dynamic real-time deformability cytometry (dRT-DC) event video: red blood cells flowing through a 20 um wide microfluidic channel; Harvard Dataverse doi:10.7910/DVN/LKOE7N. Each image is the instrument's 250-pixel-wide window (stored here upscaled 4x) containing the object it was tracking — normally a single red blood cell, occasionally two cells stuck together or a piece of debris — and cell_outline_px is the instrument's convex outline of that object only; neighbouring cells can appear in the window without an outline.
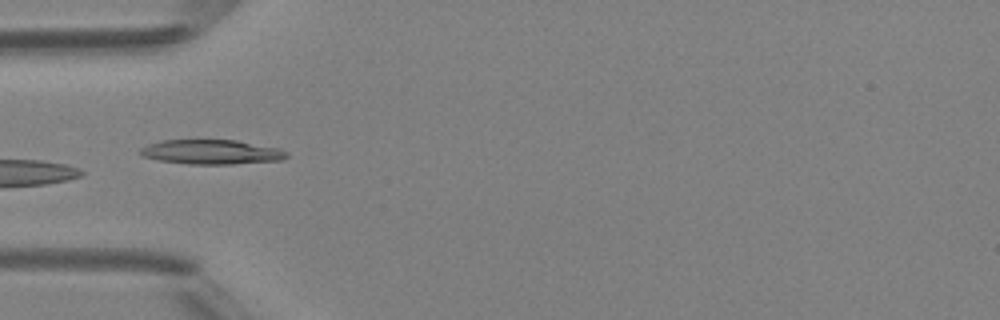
{"species": "Egyptian fruit bat (a non-hibernating species)", "species_latin": "Rousettus aegyptiacus", "temperature_condition": "room temperature", "stored_images_in_passage": 3, "camera_frame_rate_fps": 3000, "um_per_image_px": 0.085, "animal": {"sex": "female"}, "frame": {"image": 1, "passage_image": 3, "time_ms": 3.0, "image_size_px": [1000, 320], "cell_outline_px": [[288, 156], [284, 160], [232, 164], [188, 164], [160, 160], [140, 156], [136, 152], [140, 148], [148, 144], [160, 140], [236, 140], [280, 148], [288, 152]], "centroid_in_image_um": [17.96, 12.92], "position_along_channel_um": 67.0, "area_um2": 21.21}}